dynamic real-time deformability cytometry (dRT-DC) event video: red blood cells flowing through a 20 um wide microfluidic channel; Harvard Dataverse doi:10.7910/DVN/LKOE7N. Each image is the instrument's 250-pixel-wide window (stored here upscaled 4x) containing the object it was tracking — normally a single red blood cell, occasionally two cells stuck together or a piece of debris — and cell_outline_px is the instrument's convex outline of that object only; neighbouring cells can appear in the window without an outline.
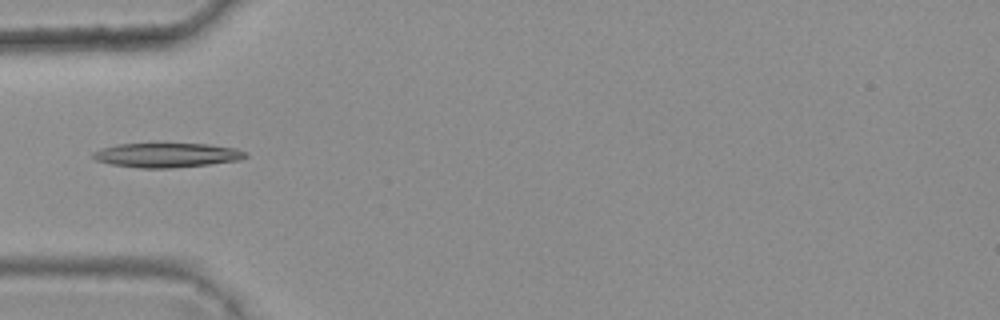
{"species": "common noctule bat (a hibernating species)", "species_latin": "Nyctalus noctula", "temperature_condition": "warm", "stored_images_in_passage": 4, "camera_frame_rate_fps": 3000, "um_per_image_px": 0.085, "animal": {"sex": "female", "body_mass_g": 25.1}, "frame": {"image": 1, "passage_image": 1, "time_ms": 0.0, "image_size_px": [1000, 320], "cell_outline_px": [[248, 156], [240, 160], [208, 164], [172, 168], [140, 168], [112, 164], [96, 160], [92, 156], [92, 152], [100, 148], [120, 144], [208, 144], [236, 148], [248, 152]], "centroid_in_image_um": [14.2, 13.18], "position_along_channel_um": 70.8, "area_um2": 21.62}}
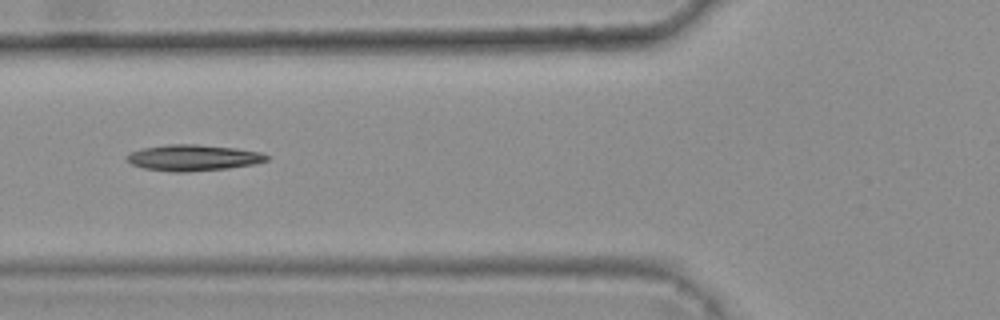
{"frame": {"image": 2, "passage_image": 2, "time_ms": 0.333, "image_size_px": [1000, 320], "cell_outline_px": [[268, 160], [256, 164], [228, 168], [184, 172], [172, 172], [144, 168], [132, 164], [124, 156], [132, 152], [144, 148], [168, 144], [196, 144], [236, 148], [260, 152], [268, 156]], "centroid_in_image_um": [16.43, 13.41], "position_along_channel_um": 109.4, "area_um2": 21.15}}
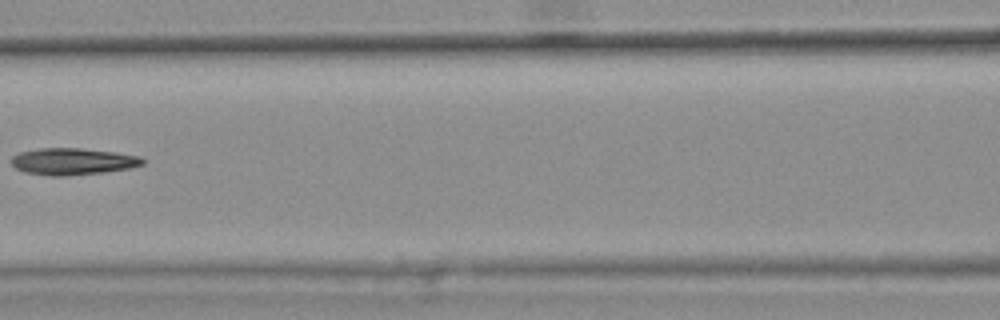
{"frame": {"image": 3, "passage_image": 3, "time_ms": 0.667, "image_size_px": [1000, 320], "cell_outline_px": [[144, 164], [128, 168], [104, 172], [64, 176], [52, 176], [24, 172], [16, 168], [12, 164], [12, 156], [20, 152], [40, 148], [80, 148], [116, 152], [140, 156], [144, 160]], "centroid_in_image_um": [6.18, 13.72], "position_along_channel_um": 160.4, "area_um2": 20.4}}